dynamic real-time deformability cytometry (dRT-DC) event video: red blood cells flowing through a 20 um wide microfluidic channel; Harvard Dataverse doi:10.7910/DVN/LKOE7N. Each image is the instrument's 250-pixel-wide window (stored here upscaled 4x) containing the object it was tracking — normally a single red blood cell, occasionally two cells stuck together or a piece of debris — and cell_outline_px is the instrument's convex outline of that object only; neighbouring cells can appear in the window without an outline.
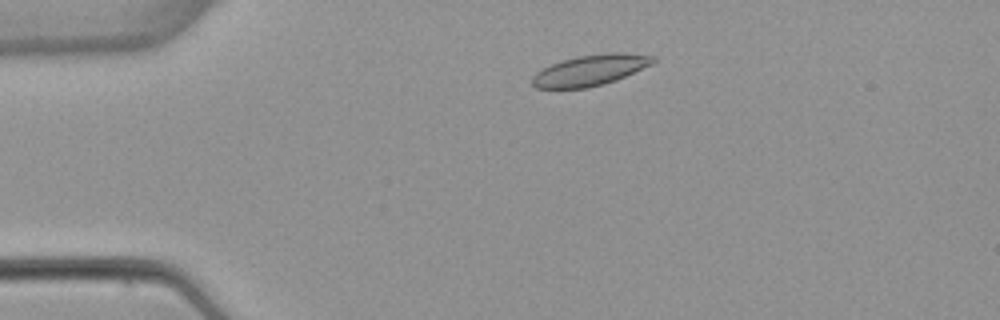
{"species": "common noctule bat (a hibernating species)", "species_latin": "Nyctalus noctula", "temperature_condition": "warm", "stored_images_in_passage": 3, "camera_frame_rate_fps": 3000, "um_per_image_px": 0.085, "animal": {"sex": "female", "body_mass_g": 22.7, "forearm_length_mm": 54.2}, "frame": {"image": 1, "passage_image": 2, "time_ms": 1.0, "image_size_px": [1000, 320], "cell_outline_px": [[656, 60], [652, 64], [616, 80], [604, 84], [588, 88], [536, 88], [532, 84], [532, 76], [536, 72], [560, 60], [580, 56], [608, 52], [624, 52], [656, 56]], "centroid_in_image_um": [50.19, 5.96], "position_along_channel_um": 34.8, "area_um2": 21.73}}